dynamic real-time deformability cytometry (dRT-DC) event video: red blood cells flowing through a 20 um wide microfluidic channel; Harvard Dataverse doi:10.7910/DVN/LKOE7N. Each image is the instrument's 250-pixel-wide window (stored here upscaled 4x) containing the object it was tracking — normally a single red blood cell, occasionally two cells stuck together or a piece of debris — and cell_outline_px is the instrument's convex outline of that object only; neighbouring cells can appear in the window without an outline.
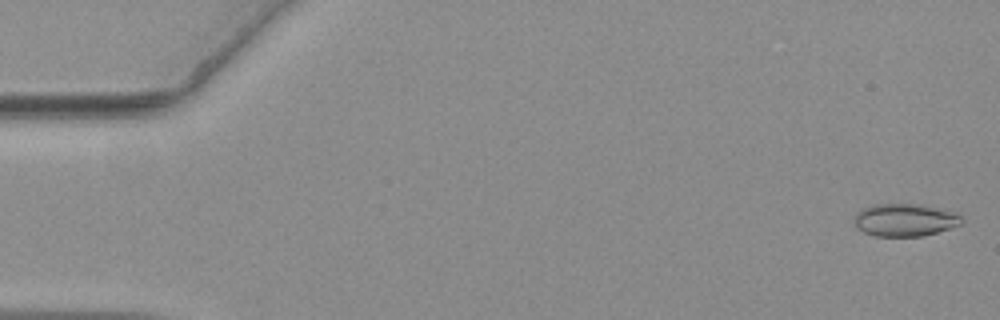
{"species": "common noctule bat (a hibernating species)", "species_latin": "Nyctalus noctula", "temperature_condition": "warm", "stored_images_in_passage": 58, "camera_frame_rate_fps": 3000, "um_per_image_px": 0.085, "animal": {"sex": "female", "body_mass_g": 19.3, "forearm_length_mm": 54.1}, "frame": {"image": 1, "passage_image": 2, "time_ms": 0.333, "image_size_px": [1000, 320], "cell_outline_px": [[964, 220], [960, 224], [936, 232], [920, 236], [876, 236], [864, 232], [856, 224], [856, 216], [864, 208], [872, 204], [916, 204], [948, 212], [960, 216]], "centroid_in_image_um": [76.88, 18.71], "position_along_channel_um": 8.1, "area_um2": 19.54}}
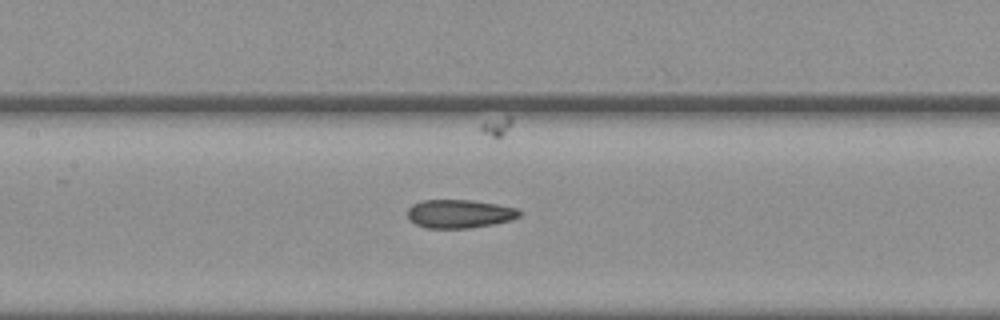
{"frame": {"image": 2, "passage_image": 27, "time_ms": 8.667, "image_size_px": [1000, 320], "cell_outline_px": [[520, 216], [512, 220], [472, 228], [424, 228], [416, 224], [408, 216], [408, 208], [412, 204], [420, 200], [472, 200], [496, 204], [516, 208], [520, 212]], "centroid_in_image_um": [39.04, 18.17], "position_along_channel_um": 168.4, "area_um2": 18.55}}
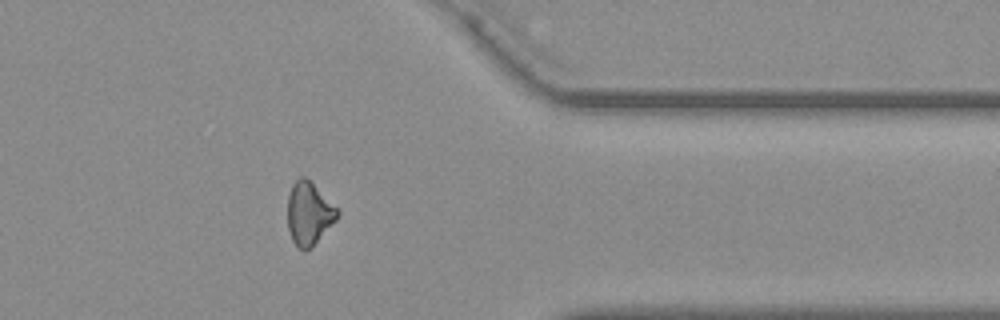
{"frame": {"image": 3, "passage_image": 46, "time_ms": 15.0, "image_size_px": [1000, 320], "cell_outline_px": [[340, 212], [336, 220], [312, 248], [304, 252], [292, 240], [288, 228], [288, 196], [292, 184], [300, 176], [304, 176]], "centroid_in_image_um": [26.24, 18.19], "position_along_channel_um": 385.2, "area_um2": 17.92}, "authors_computed_cell_mechanics": {"area_um2": 18.9584, "velocity_mm_per_s": 3.6677, "shape_relaxation_time_tau1_ms": null, "shape_relaxation_time_tau2_ms": 2.9285, "deformation_change_tau1": null, "deformation_change_tau2": 0.0801}}